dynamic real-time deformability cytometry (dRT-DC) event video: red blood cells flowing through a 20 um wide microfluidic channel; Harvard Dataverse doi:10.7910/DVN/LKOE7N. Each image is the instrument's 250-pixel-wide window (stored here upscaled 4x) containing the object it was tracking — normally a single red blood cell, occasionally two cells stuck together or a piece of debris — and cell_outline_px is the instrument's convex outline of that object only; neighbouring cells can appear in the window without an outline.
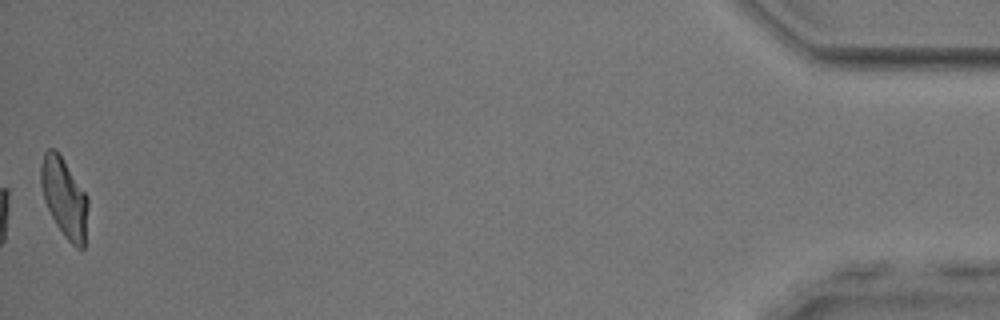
{"species": "common noctule bat (a hibernating species)", "species_latin": "Nyctalus noctula", "temperature_condition": "room temperature", "stored_images_in_passage": 53, "camera_frame_rate_fps": 3000, "um_per_image_px": 0.085, "animal": {"sex": "male", "body_mass_g": 17.9, "forearm_length_mm": 54.2}, "frame": {"image": 1, "passage_image": 53, "time_ms": 17.333, "image_size_px": [1000, 320], "cell_outline_px": [[88, 204], [84, 248], [76, 248], [64, 236], [56, 224], [44, 200], [40, 184], [40, 164], [44, 152], [48, 148], [56, 148], [88, 196]], "centroid_in_image_um": [5.45, 16.76], "position_along_channel_um": 429.7, "area_um2": 21.85}, "authors_computed_cell_mechanics": {"area_um2": 23.0044, "velocity_mm_per_s": 3.8857, "shape_relaxation_time_tau1_ms": 5.9232, "shape_relaxation_time_tau2_ms": 1.8432, "deformation_change_tau1": 0.1719, "deformation_change_tau2": 0.0963}}